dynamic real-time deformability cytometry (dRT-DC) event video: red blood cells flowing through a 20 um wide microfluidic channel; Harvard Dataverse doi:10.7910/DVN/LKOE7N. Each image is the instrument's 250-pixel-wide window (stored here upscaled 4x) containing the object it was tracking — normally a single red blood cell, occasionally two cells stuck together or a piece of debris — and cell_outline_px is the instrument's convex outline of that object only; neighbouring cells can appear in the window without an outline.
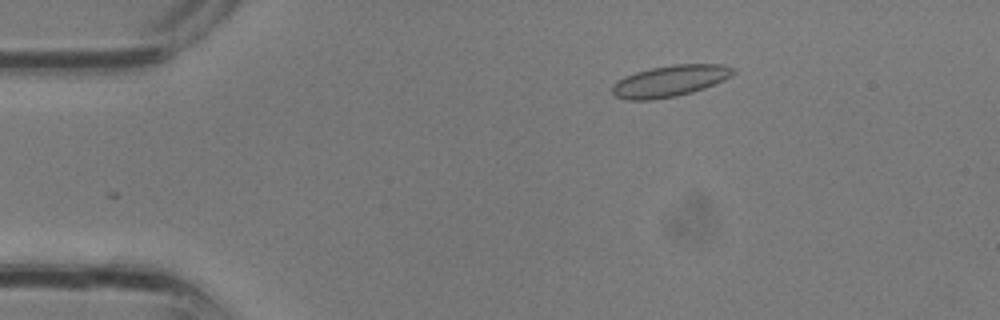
{"species": "common noctule bat (a hibernating species)", "species_latin": "Nyctalus noctula", "temperature_condition": "room temperature", "stored_images_in_passage": 3, "camera_frame_rate_fps": 3000, "um_per_image_px": 0.085, "animal": {"sex": "male", "body_mass_g": 13.3}, "frame": {"image": 1, "passage_image": 2, "time_ms": 0.333, "image_size_px": [1000, 320], "cell_outline_px": [[736, 72], [724, 80], [704, 88], [692, 92], [676, 96], [652, 100], [628, 100], [616, 96], [612, 92], [612, 84], [624, 76], [636, 72], [652, 68], [676, 64], [724, 64], [736, 68]], "centroid_in_image_um": [56.96, 6.88], "position_along_channel_um": 28.0, "area_um2": 22.14}}